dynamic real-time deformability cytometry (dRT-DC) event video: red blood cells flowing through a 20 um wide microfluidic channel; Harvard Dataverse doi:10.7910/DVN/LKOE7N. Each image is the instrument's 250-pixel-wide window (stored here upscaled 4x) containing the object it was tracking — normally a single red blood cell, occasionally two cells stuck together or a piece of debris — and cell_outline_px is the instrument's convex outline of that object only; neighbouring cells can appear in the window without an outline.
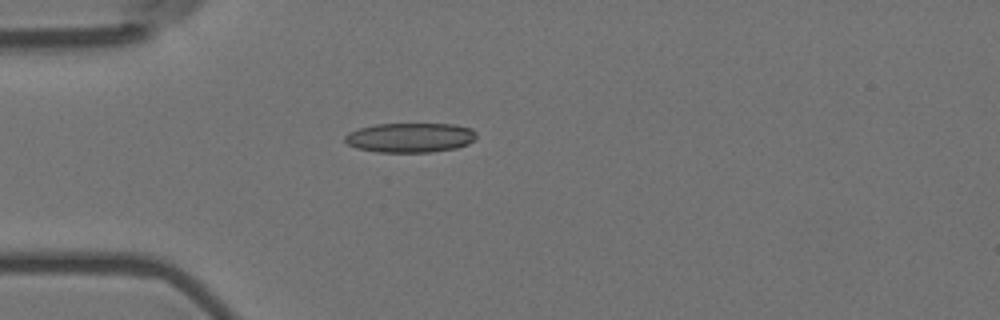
{"species": "Egyptian fruit bat (a non-hibernating species)", "species_latin": "Rousettus aegyptiacus", "temperature_condition": "room temperature", "stored_images_in_passage": 5, "camera_frame_rate_fps": 3000, "um_per_image_px": 0.085, "animal": {"sex": "female"}, "frame": {"image": 1, "passage_image": 5, "time_ms": 1.333, "image_size_px": [1000, 320], "cell_outline_px": [[476, 136], [468, 144], [456, 148], [432, 152], [376, 152], [356, 148], [348, 144], [344, 140], [344, 136], [348, 132], [360, 128], [376, 124], [452, 124], [472, 128], [476, 132]], "centroid_in_image_um": [34.85, 11.7], "position_along_channel_um": 50.2, "area_um2": 22.72}}